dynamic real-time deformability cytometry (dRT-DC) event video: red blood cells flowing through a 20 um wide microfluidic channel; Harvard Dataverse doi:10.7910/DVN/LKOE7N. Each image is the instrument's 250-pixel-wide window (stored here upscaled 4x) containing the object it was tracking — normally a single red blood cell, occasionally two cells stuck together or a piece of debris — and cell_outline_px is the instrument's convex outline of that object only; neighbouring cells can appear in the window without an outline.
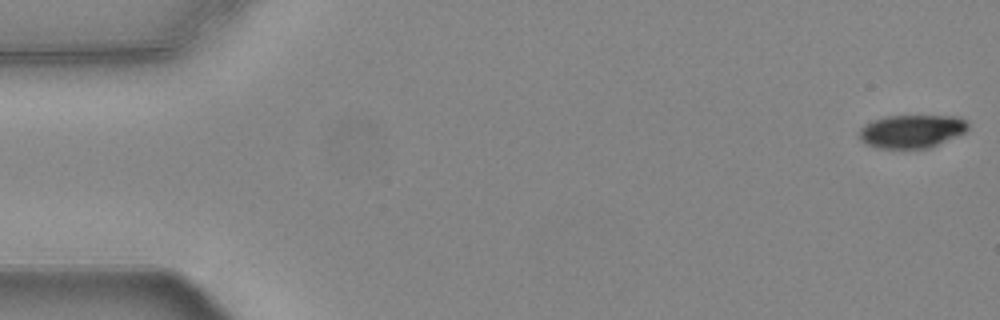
{"species": "common noctule bat (a hibernating species)", "species_latin": "Nyctalus noctula", "temperature_condition": "warm", "stored_images_in_passage": 55, "camera_frame_rate_fps": 3000, "um_per_image_px": 0.085, "animal": {"sex": "female", "body_mass_g": 24.6, "forearm_length_mm": 56.2}, "frame": {"image": 1, "passage_image": 1, "time_ms": 0.0, "image_size_px": [1000, 320], "cell_outline_px": [[968, 128], [964, 132], [956, 136], [928, 148], [876, 148], [864, 144], [860, 140], [860, 128], [864, 124], [872, 120], [888, 116], [960, 116], [968, 120]], "centroid_in_image_um": [77.47, 11.15], "position_along_channel_um": 7.5, "area_um2": 21.1}}
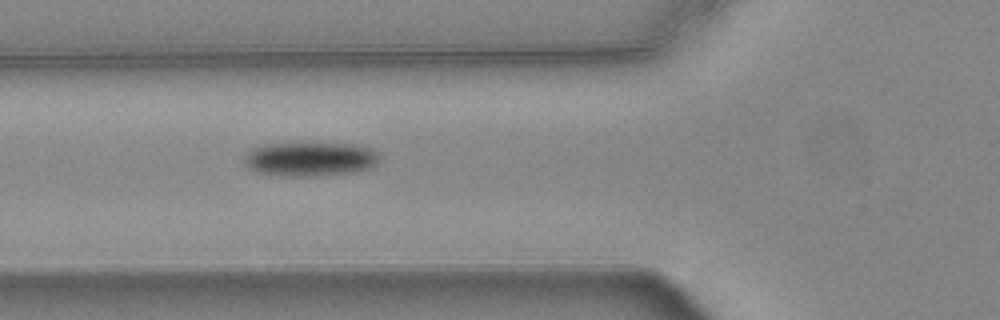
{"frame": {"image": 2, "passage_image": 20, "time_ms": 6.333, "image_size_px": [1000, 320], "cell_outline_px": [[380, 160], [372, 168], [352, 172], [316, 176], [284, 176], [256, 172], [248, 168], [244, 164], [244, 156], [252, 148], [264, 144], [360, 144], [372, 148], [380, 156]], "centroid_in_image_um": [26.38, 13.53], "position_along_channel_um": 99.4, "area_um2": 27.05}}
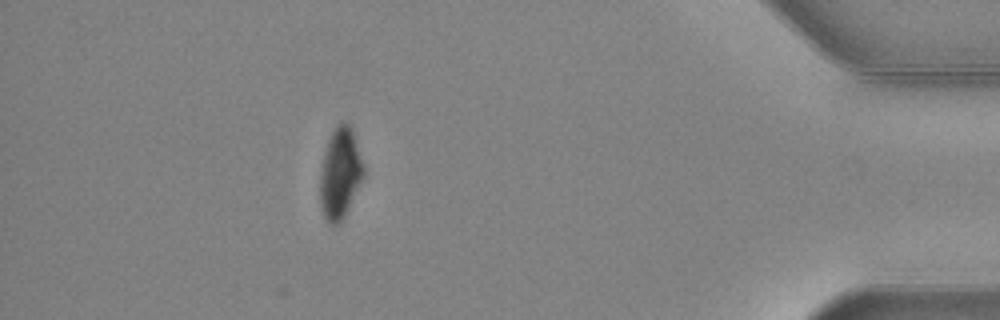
{"frame": {"image": 3, "passage_image": 49, "time_ms": 16.0, "image_size_px": [1000, 320], "cell_outline_px": [[364, 176], [344, 220], [340, 224], [332, 228], [328, 224], [324, 216], [320, 204], [320, 172], [324, 152], [328, 140], [336, 124], [340, 120], [344, 120], [352, 128], [364, 164]], "centroid_in_image_um": [28.91, 14.77], "position_along_channel_um": 406.3, "area_um2": 23.7}, "authors_computed_cell_mechanics": {"area_um2": 25.5476, "velocity_mm_per_s": 3.728, "shape_relaxation_time_tau1_ms": 3.9048, "shape_relaxation_time_tau2_ms": null, "deformation_change_tau1": 0.1316, "deformation_change_tau2": null}}